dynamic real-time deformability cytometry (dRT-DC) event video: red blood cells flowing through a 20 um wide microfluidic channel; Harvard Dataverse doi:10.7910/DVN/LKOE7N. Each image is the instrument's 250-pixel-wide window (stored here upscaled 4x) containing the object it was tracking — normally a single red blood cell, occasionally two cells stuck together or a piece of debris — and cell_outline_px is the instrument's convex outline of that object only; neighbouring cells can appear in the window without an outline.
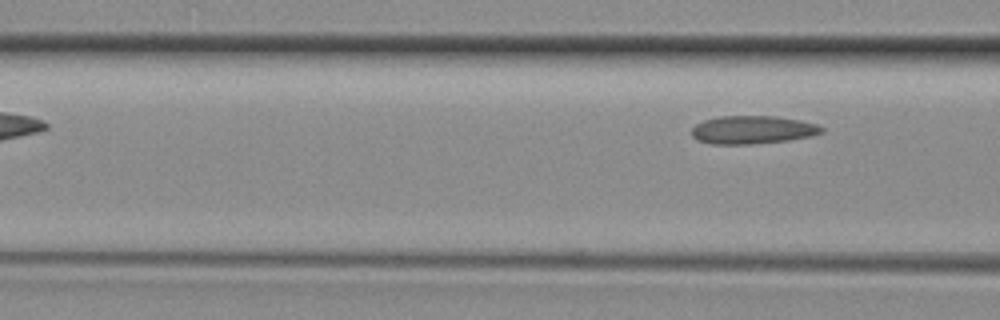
{"species": "common noctule bat (a hibernating species)", "species_latin": "Nyctalus noctula", "temperature_condition": "room temperature", "stored_images_in_passage": 4, "camera_frame_rate_fps": 3000, "um_per_image_px": 0.085, "animal": {"sex": "female", "body_mass_g": 29.2, "forearm_length_mm": 56.3}, "frame": {"image": 1, "passage_image": 4, "time_ms": 1.0, "image_size_px": [1000, 320], "cell_outline_px": [[824, 132], [808, 136], [788, 140], [748, 144], [712, 144], [696, 140], [692, 136], [692, 128], [696, 124], [704, 120], [720, 116], [776, 116], [800, 120], [816, 124], [824, 128]], "centroid_in_image_um": [63.94, 11.03], "position_along_channel_um": 102.7, "area_um2": 21.21}}